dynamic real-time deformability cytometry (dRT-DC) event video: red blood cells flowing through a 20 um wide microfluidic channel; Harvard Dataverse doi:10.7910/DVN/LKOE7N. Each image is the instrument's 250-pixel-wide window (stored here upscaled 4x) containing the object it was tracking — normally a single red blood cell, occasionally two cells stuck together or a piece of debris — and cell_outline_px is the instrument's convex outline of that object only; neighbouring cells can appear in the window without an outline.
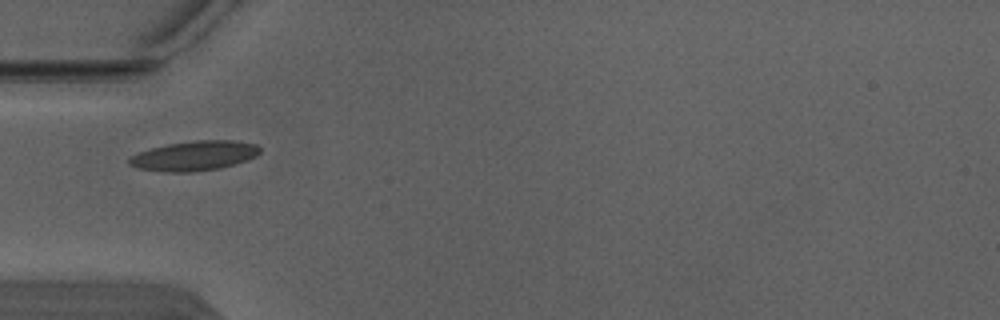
{"species": "Egyptian fruit bat (a non-hibernating species)", "species_latin": "Rousettus aegyptiacus", "temperature_condition": "warm", "stored_images_in_passage": 2, "camera_frame_rate_fps": 3000, "um_per_image_px": 0.085, "animal": {"sex": "male"}, "frame": {"image": 1, "passage_image": 1, "time_ms": 0.0, "image_size_px": [1000, 320], "cell_outline_px": [[260, 152], [256, 156], [220, 168], [192, 172], [168, 172], [140, 168], [128, 164], [128, 160], [136, 152], [168, 144], [196, 140], [232, 140], [256, 144], [260, 148]], "centroid_in_image_um": [16.5, 13.23], "position_along_channel_um": 68.5, "area_um2": 22.37}}
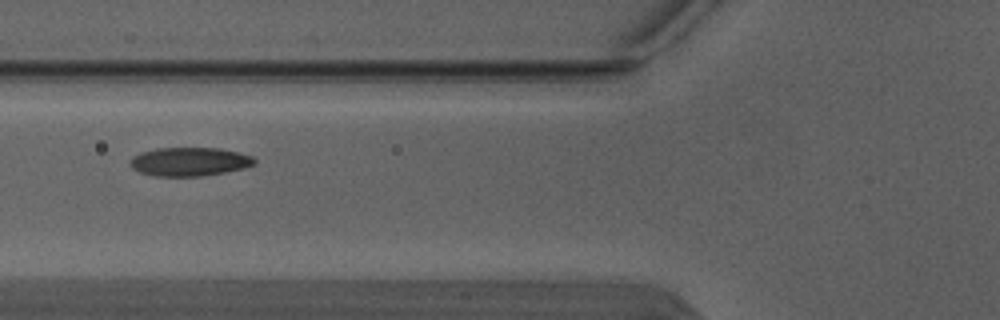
{"frame": {"image": 2, "passage_image": 2, "time_ms": 0.333, "image_size_px": [1000, 320], "cell_outline_px": [[256, 164], [244, 168], [224, 172], [200, 176], [156, 176], [140, 172], [132, 168], [128, 164], [128, 160], [132, 156], [140, 152], [156, 148], [220, 148], [252, 156], [256, 160]], "centroid_in_image_um": [16.06, 13.74], "position_along_channel_um": 109.7, "area_um2": 20.87}}